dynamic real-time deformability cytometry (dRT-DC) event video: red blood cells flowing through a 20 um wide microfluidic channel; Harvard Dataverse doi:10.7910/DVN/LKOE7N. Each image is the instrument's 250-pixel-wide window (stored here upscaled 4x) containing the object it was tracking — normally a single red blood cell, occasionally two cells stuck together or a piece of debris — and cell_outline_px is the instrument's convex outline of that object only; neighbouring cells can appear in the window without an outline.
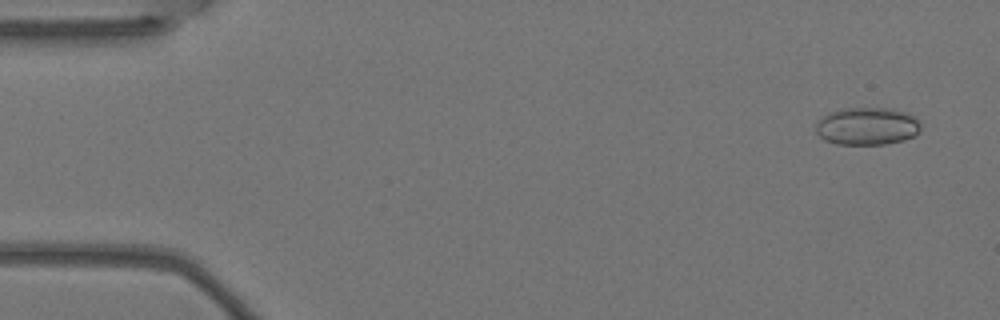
{"species": "Egyptian fruit bat (a non-hibernating species)", "species_latin": "Rousettus aegyptiacus", "temperature_condition": "warm", "stored_images_in_passage": 4, "camera_frame_rate_fps": 3000, "um_per_image_px": 0.085, "animal": {"sex": "female"}, "frame": {"image": 1, "passage_image": 1, "time_ms": 0.0, "image_size_px": [1000, 320], "cell_outline_px": [[920, 132], [916, 136], [904, 140], [884, 144], [836, 144], [824, 140], [816, 132], [816, 124], [828, 112], [840, 108], [892, 108], [916, 116], [920, 124]], "centroid_in_image_um": [73.73, 10.72], "position_along_channel_um": 11.3, "area_um2": 23.24}}